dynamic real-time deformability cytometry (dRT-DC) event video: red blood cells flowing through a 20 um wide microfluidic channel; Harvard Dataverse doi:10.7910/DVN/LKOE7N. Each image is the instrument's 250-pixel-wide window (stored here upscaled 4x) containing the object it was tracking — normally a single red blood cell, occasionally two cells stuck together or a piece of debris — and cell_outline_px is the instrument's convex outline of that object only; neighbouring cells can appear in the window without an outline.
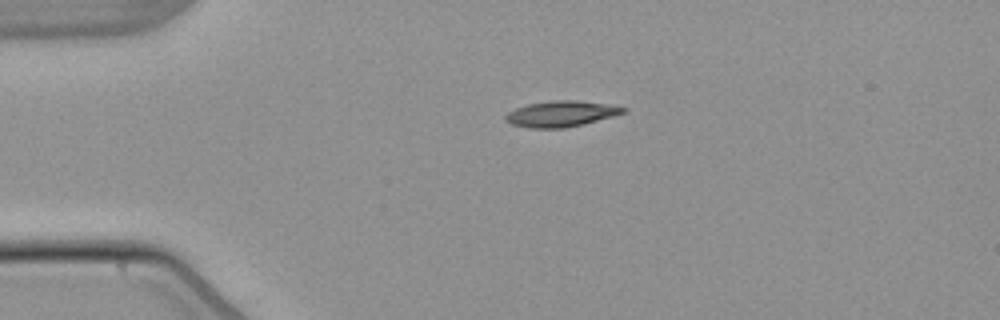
{"species": "common noctule bat (a hibernating species)", "species_latin": "Nyctalus noctula", "temperature_condition": "warm", "stored_images_in_passage": 42, "camera_frame_rate_fps": 3000, "um_per_image_px": 0.085, "animal": {"sex": "male", "body_mass_g": 21.5, "forearm_length_mm": 52.0}, "frame": {"image": 1, "passage_image": 1, "time_ms": 0.0, "image_size_px": [1000, 320], "cell_outline_px": [[628, 108], [624, 112], [612, 116], [584, 124], [564, 128], [532, 128], [512, 124], [504, 120], [504, 116], [508, 112], [516, 108], [528, 104], [552, 100], [576, 100], [604, 104]], "centroid_in_image_um": [47.65, 9.67], "position_along_channel_um": 37.4, "area_um2": 17.51}}
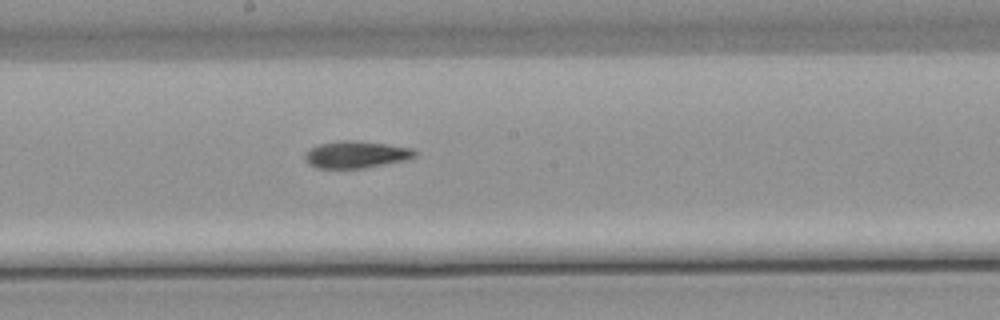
{"frame": {"image": 2, "passage_image": 18, "time_ms": 5.667, "image_size_px": [1000, 320], "cell_outline_px": [[416, 156], [404, 160], [360, 168], [316, 168], [308, 164], [304, 156], [304, 152], [320, 144], [340, 140], [352, 140], [388, 144], [412, 148], [416, 152]], "centroid_in_image_um": [30.23, 13.13], "position_along_channel_um": 218.0, "area_um2": 17.11}}
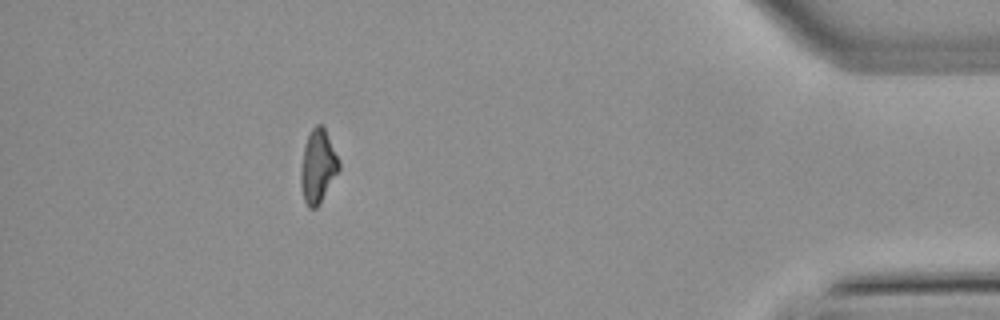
{"frame": {"image": 3, "passage_image": 37, "time_ms": 12.0, "image_size_px": [1000, 320], "cell_outline_px": [[340, 168], [320, 204], [316, 208], [308, 208], [304, 200], [300, 184], [300, 172], [304, 144], [312, 128], [316, 124], [320, 124], [324, 128], [340, 164]], "centroid_in_image_um": [26.99, 14.17], "position_along_channel_um": 408.2, "area_um2": 16.13}, "authors_computed_cell_mechanics": {"area_um2": 16.7331, "velocity_mm_per_s": 3.84, "shape_relaxation_time_tau1_ms": 5.9412, "shape_relaxation_time_tau2_ms": 6.2825, "deformation_change_tau1": 0.1675, "deformation_change_tau2": 0.1391}}